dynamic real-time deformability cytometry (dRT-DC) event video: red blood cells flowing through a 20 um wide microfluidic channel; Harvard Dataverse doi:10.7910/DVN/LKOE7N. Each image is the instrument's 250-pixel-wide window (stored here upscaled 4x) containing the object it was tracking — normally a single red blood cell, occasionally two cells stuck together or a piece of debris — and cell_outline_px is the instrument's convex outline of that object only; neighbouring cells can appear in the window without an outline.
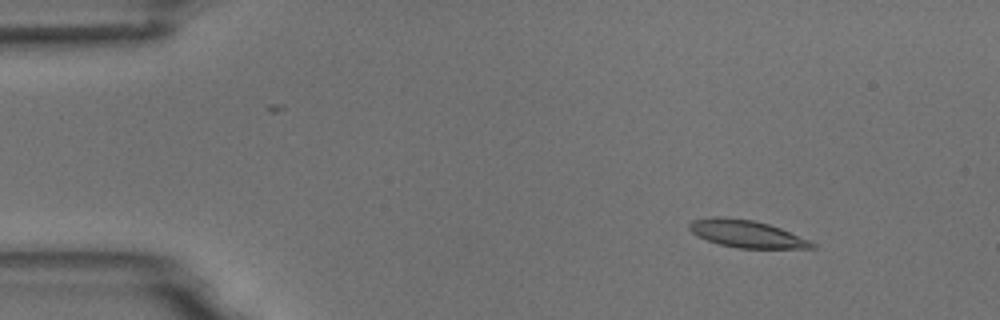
{"species": "common noctule bat (a hibernating species)", "species_latin": "Nyctalus noctula", "temperature_condition": "room temperature", "stored_images_in_passage": 4, "camera_frame_rate_fps": 3000, "um_per_image_px": 0.085, "animal": {"sex": "male", "body_mass_g": 18.8}, "frame": {"image": 1, "passage_image": 2, "time_ms": 1.333, "image_size_px": [1000, 320], "cell_outline_px": [[816, 248], [736, 248], [720, 244], [708, 240], [692, 232], [688, 228], [688, 224], [692, 220], [712, 216], [724, 216], [752, 220], [768, 224], [780, 228], [808, 240], [816, 244]], "centroid_in_image_um": [63.43, 19.86], "position_along_channel_um": 21.6, "area_um2": 19.36}}
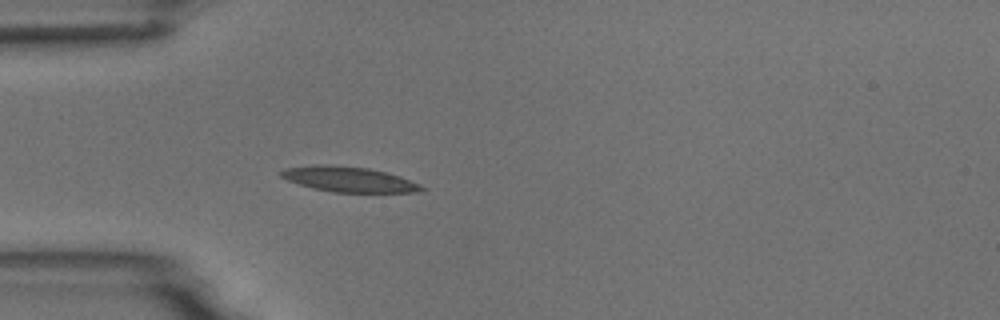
{"frame": {"image": 2, "passage_image": 4, "time_ms": 4.333, "image_size_px": [1000, 320], "cell_outline_px": [[428, 188], [416, 192], [332, 192], [312, 188], [288, 180], [280, 176], [276, 172], [284, 168], [316, 164], [328, 164], [368, 168], [400, 176], [420, 184]], "centroid_in_image_um": [29.61, 15.23], "position_along_channel_um": 55.4, "area_um2": 20.75}}